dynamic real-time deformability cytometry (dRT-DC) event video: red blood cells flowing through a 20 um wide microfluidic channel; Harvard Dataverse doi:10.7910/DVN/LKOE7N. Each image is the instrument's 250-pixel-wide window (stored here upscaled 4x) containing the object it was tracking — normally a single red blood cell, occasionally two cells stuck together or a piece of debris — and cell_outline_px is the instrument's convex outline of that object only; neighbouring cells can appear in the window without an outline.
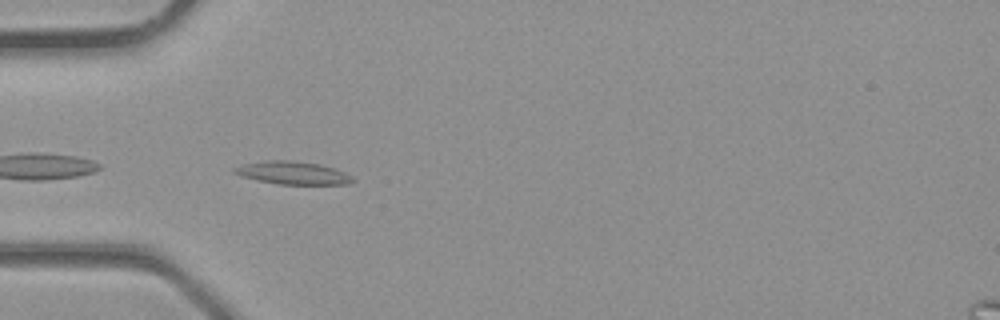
{"species": "common noctule bat (a hibernating species)", "species_latin": "Nyctalus noctula", "temperature_condition": "room temperature", "stored_images_in_passage": 3, "camera_frame_rate_fps": 3000, "um_per_image_px": 0.085, "animal": {"sex": "male", "body_mass_g": 23.1, "forearm_length_mm": 52.7}, "frame": {"image": 1, "passage_image": 3, "time_ms": 0.667, "image_size_px": [1000, 320], "cell_outline_px": [[356, 180], [348, 184], [280, 184], [240, 176], [232, 172], [232, 168], [244, 164], [268, 160], [292, 160], [316, 164], [332, 168], [344, 172], [352, 176]], "centroid_in_image_um": [24.87, 14.69], "position_along_channel_um": 60.1, "area_um2": 15.55}}